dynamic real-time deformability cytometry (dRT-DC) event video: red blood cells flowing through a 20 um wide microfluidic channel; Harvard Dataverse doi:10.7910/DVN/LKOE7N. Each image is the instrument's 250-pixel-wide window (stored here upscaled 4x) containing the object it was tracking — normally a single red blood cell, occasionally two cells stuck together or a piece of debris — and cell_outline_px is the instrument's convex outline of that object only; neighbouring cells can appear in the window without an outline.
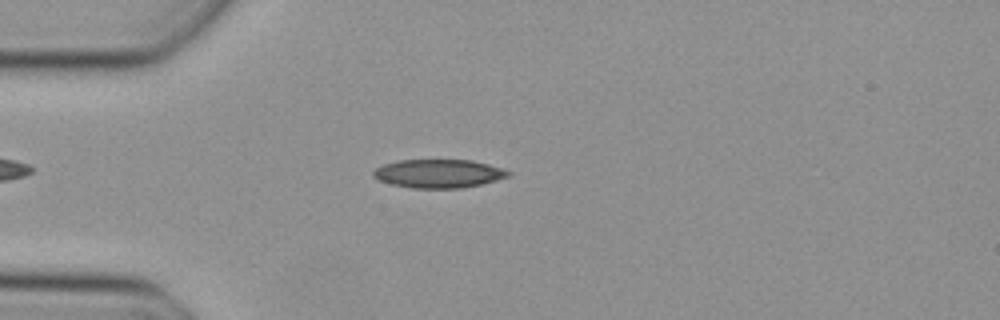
{"species": "Egyptian fruit bat (a non-hibernating species)", "species_latin": "Rousettus aegyptiacus", "temperature_condition": "cold", "stored_images_in_passage": 36, "camera_frame_rate_fps": 3000, "um_per_image_px": 0.085, "animal": {"sex": "female"}, "frame": {"image": 1, "passage_image": 4, "time_ms": 1.0, "image_size_px": [1000, 320], "cell_outline_px": [[512, 172], [508, 176], [496, 180], [480, 184], [460, 188], [412, 188], [392, 184], [380, 180], [372, 176], [372, 172], [376, 168], [384, 164], [400, 160], [472, 160], [488, 164]], "centroid_in_image_um": [37.26, 14.75], "position_along_channel_um": 47.7, "area_um2": 22.2}}
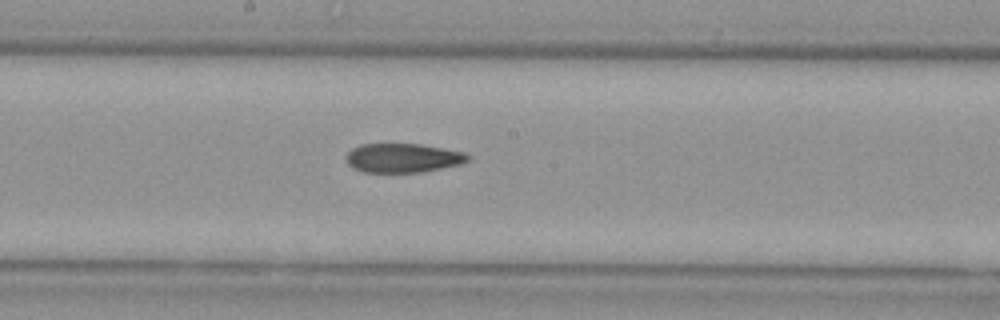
{"frame": {"image": 2, "passage_image": 17, "time_ms": 5.333, "image_size_px": [1000, 320], "cell_outline_px": [[472, 156], [468, 160], [460, 164], [424, 172], [364, 172], [352, 168], [344, 160], [344, 156], [352, 148], [360, 144], [420, 144], [444, 148], [464, 152]], "centroid_in_image_um": [34.22, 13.42], "position_along_channel_um": 214.0, "area_um2": 20.87}}
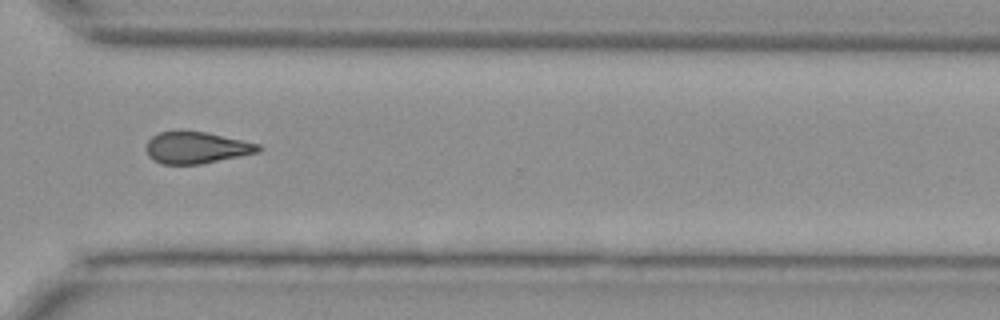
{"frame": {"image": 3, "passage_image": 27, "time_ms": 8.667, "image_size_px": [1000, 320], "cell_outline_px": [[264, 148], [260, 152], [200, 164], [160, 164], [152, 160], [148, 156], [144, 148], [148, 140], [152, 136], [160, 132], [176, 128], [180, 128], [204, 132], [260, 144]], "centroid_in_image_um": [16.63, 12.52], "position_along_channel_um": 354.0, "area_um2": 21.33}}